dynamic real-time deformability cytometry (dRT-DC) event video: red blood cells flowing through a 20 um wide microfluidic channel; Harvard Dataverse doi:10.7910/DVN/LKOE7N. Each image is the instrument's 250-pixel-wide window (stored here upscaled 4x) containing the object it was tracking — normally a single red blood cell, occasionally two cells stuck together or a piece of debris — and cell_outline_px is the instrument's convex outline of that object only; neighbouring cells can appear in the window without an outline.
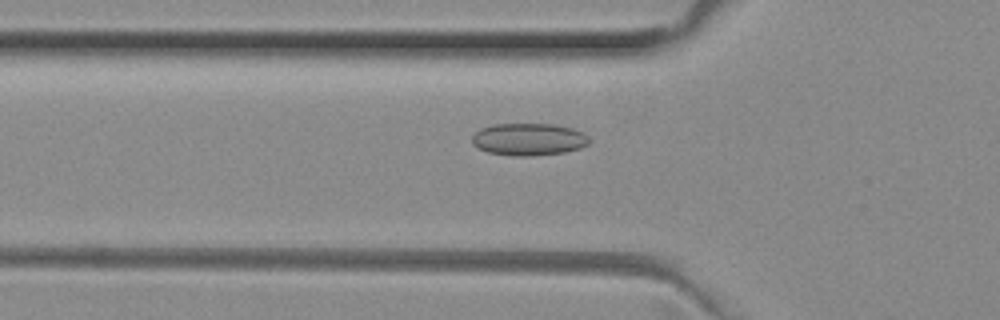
{"species": "common noctule bat (a hibernating species)", "species_latin": "Nyctalus noctula", "temperature_condition": "room temperature", "stored_images_in_passage": 34, "camera_frame_rate_fps": 3000, "um_per_image_px": 0.085, "animal": {"sex": "female", "body_mass_g": 29.2, "forearm_length_mm": 56.3}, "frame": {"image": 1, "passage_image": 5, "time_ms": 1.333, "image_size_px": [1000, 320], "cell_outline_px": [[588, 144], [580, 148], [564, 152], [532, 156], [512, 156], [488, 152], [472, 144], [472, 136], [480, 128], [492, 124], [556, 124], [572, 128], [588, 136]], "centroid_in_image_um": [44.91, 11.84], "position_along_channel_um": 80.9, "area_um2": 22.02}}
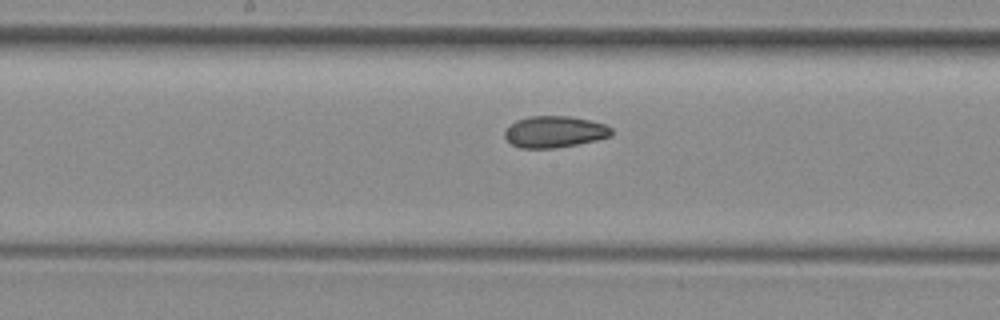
{"frame": {"image": 2, "passage_image": 14, "time_ms": 4.333, "image_size_px": [1000, 320], "cell_outline_px": [[612, 136], [596, 140], [556, 148], [520, 148], [512, 144], [504, 136], [504, 128], [516, 120], [532, 116], [568, 116], [592, 120], [604, 124], [612, 128]], "centroid_in_image_um": [47.13, 11.2], "position_along_channel_um": 201.1, "area_um2": 19.71}}
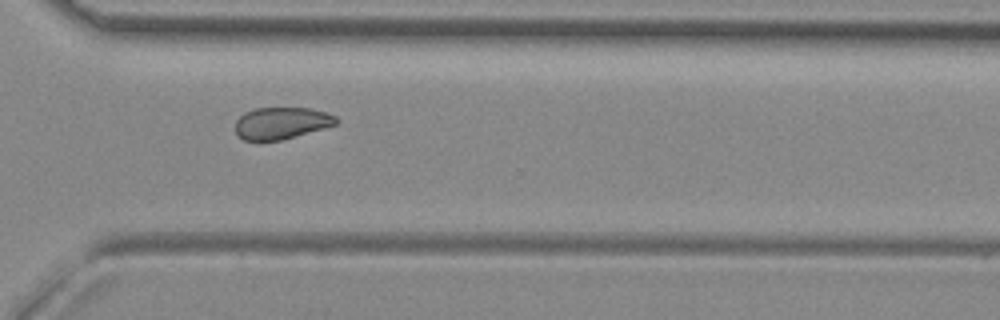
{"frame": {"image": 3, "passage_image": 25, "time_ms": 8.0, "image_size_px": [1000, 320], "cell_outline_px": [[340, 120], [336, 124], [324, 128], [280, 140], [260, 144], [244, 140], [236, 136], [236, 120], [244, 112], [256, 108], [308, 108], [324, 112], [336, 116]], "centroid_in_image_um": [23.86, 10.5], "position_along_channel_um": 346.7, "area_um2": 19.13}}